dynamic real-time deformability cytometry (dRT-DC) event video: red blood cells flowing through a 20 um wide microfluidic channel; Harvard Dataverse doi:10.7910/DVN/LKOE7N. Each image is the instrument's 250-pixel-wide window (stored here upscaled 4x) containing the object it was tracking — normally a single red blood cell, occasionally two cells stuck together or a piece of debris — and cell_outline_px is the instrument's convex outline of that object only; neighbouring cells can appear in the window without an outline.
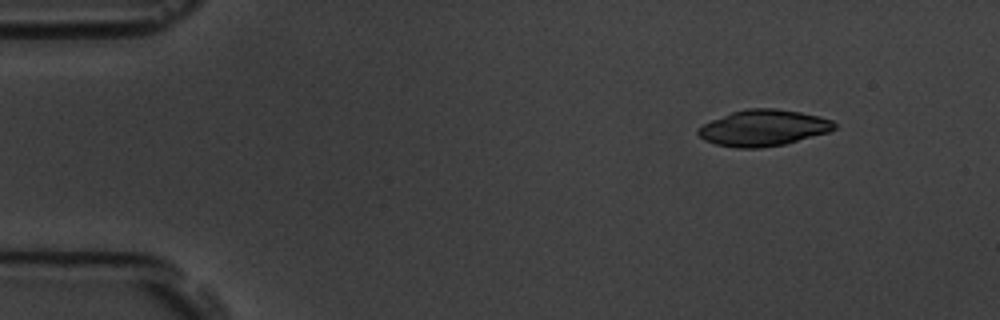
{"species": "common noctule bat (a hibernating species)", "species_latin": "Nyctalus noctula", "temperature_condition": "room temperature", "stored_images_in_passage": 5, "camera_frame_rate_fps": 3000, "um_per_image_px": 0.085, "animal": {"sex": "male", "body_mass_g": 19.5, "forearm_length_mm": 54.6}, "frame": {"image": 1, "passage_image": 2, "time_ms": 1.333, "image_size_px": [1000, 320], "cell_outline_px": [[836, 128], [828, 132], [784, 144], [760, 148], [736, 148], [716, 144], [704, 140], [696, 132], [704, 124], [712, 120], [732, 112], [748, 108], [776, 108], [800, 112], [820, 116], [832, 120], [836, 124]], "centroid_in_image_um": [64.9, 10.87], "position_along_channel_um": 20.1, "area_um2": 28.55}}